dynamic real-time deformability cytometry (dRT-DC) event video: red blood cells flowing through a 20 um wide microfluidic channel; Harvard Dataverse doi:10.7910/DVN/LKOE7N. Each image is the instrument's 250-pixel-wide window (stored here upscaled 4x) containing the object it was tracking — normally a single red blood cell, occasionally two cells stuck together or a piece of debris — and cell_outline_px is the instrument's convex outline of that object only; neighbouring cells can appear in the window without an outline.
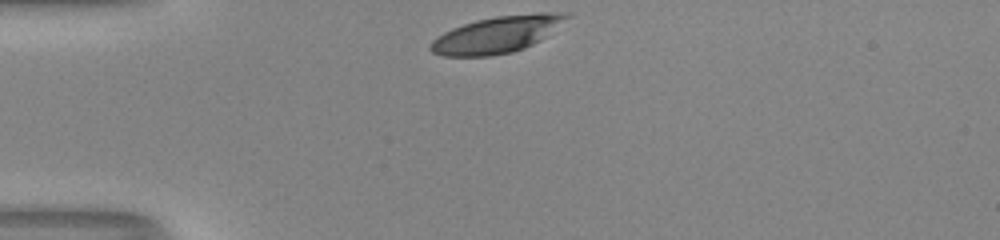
{"species": "human", "species_latin": "Homo sapiens", "temperature_condition": "room temperature", "stored_images_in_passage": 30, "camera_frame_rate_fps": 3000, "um_per_image_px": 0.085, "donor": {"sex": "male"}, "frame": {"image": 1, "passage_image": 1, "time_ms": 0.0, "image_size_px": [1000, 240], "cell_outline_px": [[572, 16], [540, 40], [524, 48], [512, 52], [488, 56], [444, 56], [432, 52], [428, 48], [428, 44], [436, 36], [452, 28], [476, 20], [496, 16], [536, 12], [552, 12]], "centroid_in_image_um": [42.2, 2.94], "position_along_channel_um": 42.8, "area_um2": 28.96}}
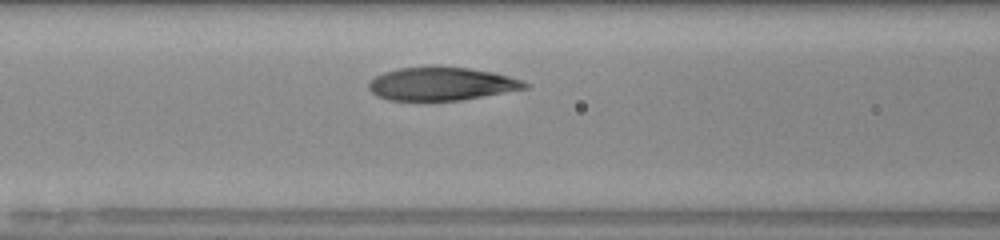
{"frame": {"image": 2, "passage_image": 10, "time_ms": 3.0, "image_size_px": [1000, 240], "cell_outline_px": [[528, 88], [460, 100], [388, 100], [376, 96], [368, 88], [368, 84], [376, 76], [384, 72], [396, 68], [432, 64], [468, 68], [492, 72], [524, 80], [528, 84]], "centroid_in_image_um": [37.49, 7.09], "position_along_channel_um": 129.1, "area_um2": 30.63}}
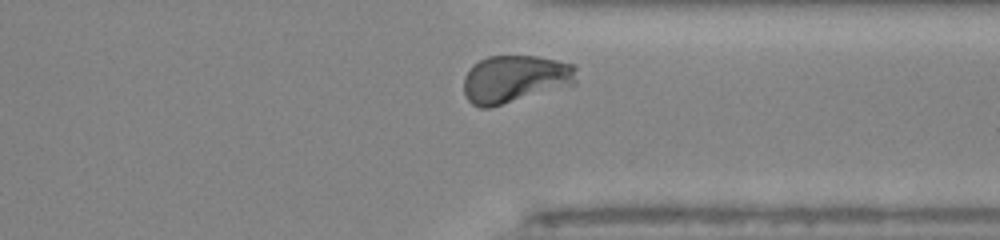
{"frame": {"image": 3, "passage_image": 28, "time_ms": 9.0, "image_size_px": [1000, 240], "cell_outline_px": [[576, 84], [488, 108], [480, 108], [472, 104], [464, 96], [464, 76], [472, 64], [488, 56], [536, 56], [576, 64]], "centroid_in_image_um": [43.76, 6.71], "position_along_channel_um": 367.6, "area_um2": 31.44}, "authors_computed_cell_mechanics": {"area_um2": 31.3565, "velocity_mm_per_s": 3.9721, "shape_relaxation_time_tau1_ms": 4.0334, "shape_relaxation_time_tau2_ms": null, "deformation_change_tau1": 0.1953, "deformation_change_tau2": null}}